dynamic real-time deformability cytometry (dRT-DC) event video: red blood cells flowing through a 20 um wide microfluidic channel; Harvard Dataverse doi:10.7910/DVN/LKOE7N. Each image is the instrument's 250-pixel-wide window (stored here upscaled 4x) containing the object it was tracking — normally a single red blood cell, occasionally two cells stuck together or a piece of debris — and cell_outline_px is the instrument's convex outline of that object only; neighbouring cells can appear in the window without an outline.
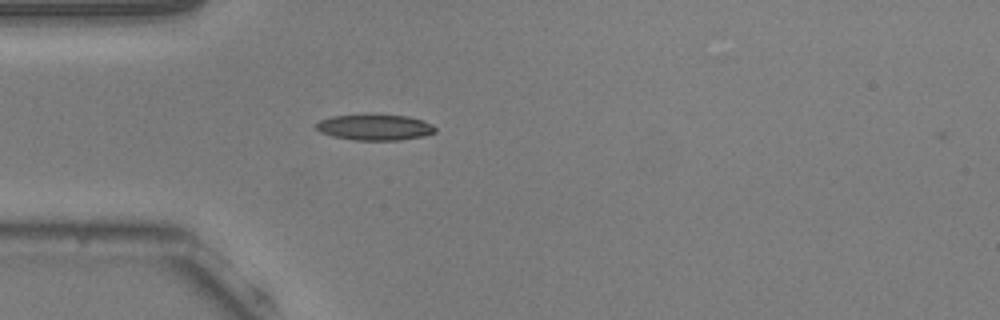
{"species": "common noctule bat (a hibernating species)", "species_latin": "Nyctalus noctula", "temperature_condition": "warm", "stored_images_in_passage": 39, "camera_frame_rate_fps": 3000, "um_per_image_px": 0.085, "animal": {"sex": "male", "body_mass_g": 20.5, "forearm_length_mm": 52.5}, "frame": {"image": 1, "passage_image": 1, "time_ms": 0.0, "image_size_px": [1000, 320], "cell_outline_px": [[436, 132], [424, 136], [400, 140], [356, 140], [332, 136], [320, 132], [316, 128], [316, 124], [320, 120], [332, 116], [408, 116], [424, 120], [432, 124], [436, 128]], "centroid_in_image_um": [31.9, 10.84], "position_along_channel_um": 53.1, "area_um2": 17.57}}
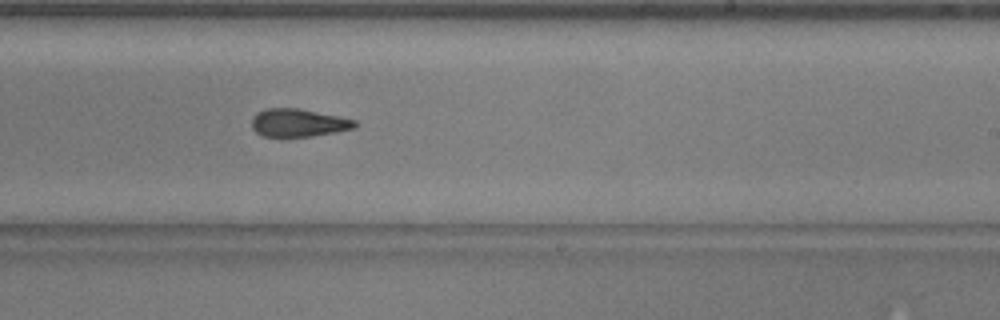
{"frame": {"image": 2, "passage_image": 18, "time_ms": 5.667, "image_size_px": [1000, 320], "cell_outline_px": [[356, 128], [336, 132], [312, 136], [264, 136], [256, 132], [252, 128], [252, 116], [256, 112], [264, 108], [300, 108], [340, 116], [356, 120]], "centroid_in_image_um": [25.36, 10.42], "position_along_channel_um": 263.6, "area_um2": 16.94}}
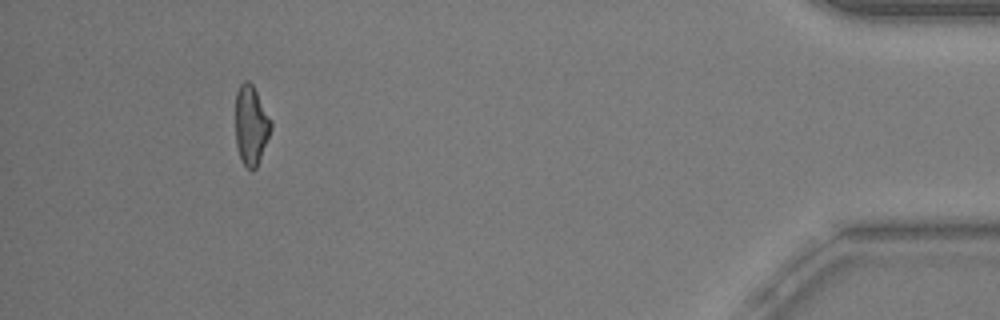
{"frame": {"image": 3, "passage_image": 35, "time_ms": 11.333, "image_size_px": [1000, 320], "cell_outline_px": [[272, 128], [256, 168], [252, 172], [244, 164], [240, 156], [236, 144], [236, 92], [240, 84], [244, 80], [248, 80], [252, 84], [272, 120]], "centroid_in_image_um": [21.35, 10.62], "position_along_channel_um": 413.9, "area_um2": 16.36}, "authors_computed_cell_mechanics": {"area_um2": 17.2244, "velocity_mm_per_s": 3.8125, "shape_relaxation_time_tau1_ms": 7.9898, "shape_relaxation_time_tau2_ms": 4.9739, "deformation_change_tau1": 0.215, "deformation_change_tau2": 0.1458}}